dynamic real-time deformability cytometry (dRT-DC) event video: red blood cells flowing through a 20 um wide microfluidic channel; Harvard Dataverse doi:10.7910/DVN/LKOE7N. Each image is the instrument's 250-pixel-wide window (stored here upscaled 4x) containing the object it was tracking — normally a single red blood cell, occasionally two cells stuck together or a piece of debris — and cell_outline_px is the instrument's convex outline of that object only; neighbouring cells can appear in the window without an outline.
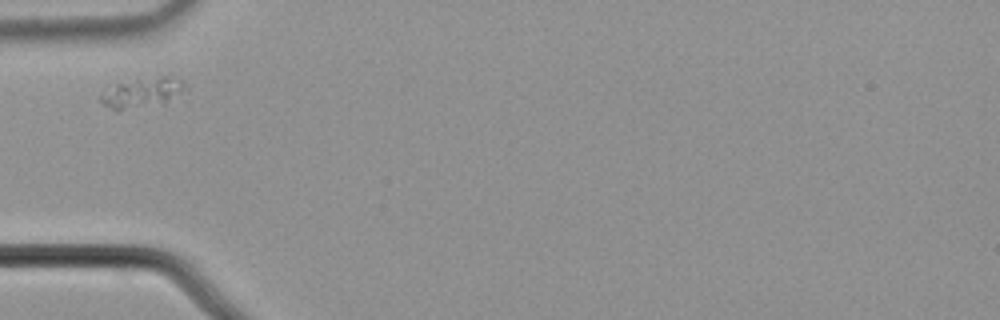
{"species": "common noctule bat (a hibernating species)", "species_latin": "Nyctalus noctula", "temperature_condition": "cold", "stored_images_in_passage": 6, "camera_frame_rate_fps": 3000, "um_per_image_px": 0.085, "animal": {"sex": "male", "body_mass_g": 21.5, "forearm_length_mm": 52.0}, "frame": {"image": 1, "passage_image": 1, "time_ms": 0.0, "image_size_px": [1000, 320], "cell_outline_px": [[188, 92], [164, 104], [116, 112], [104, 104], [100, 100], [100, 92], [116, 84], [160, 76], [176, 76], [188, 88]], "centroid_in_image_um": [12.15, 7.92], "position_along_channel_um": 72.8, "area_um2": 15.26}}
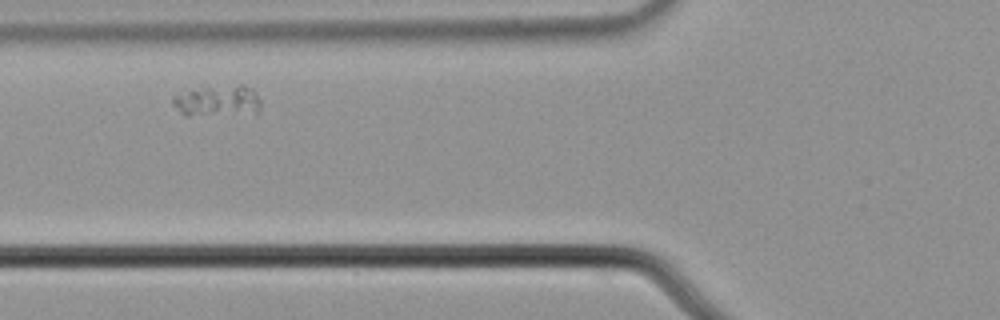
{"frame": {"image": 2, "passage_image": 2, "time_ms": 0.333, "image_size_px": [1000, 320], "cell_outline_px": [[260, 108], [256, 112], [188, 116], [184, 116], [172, 104], [172, 96], [208, 88], [240, 84], [244, 84], [252, 88], [256, 92], [260, 100]], "centroid_in_image_um": [18.53, 8.59], "position_along_channel_um": 107.3, "area_um2": 15.49}}
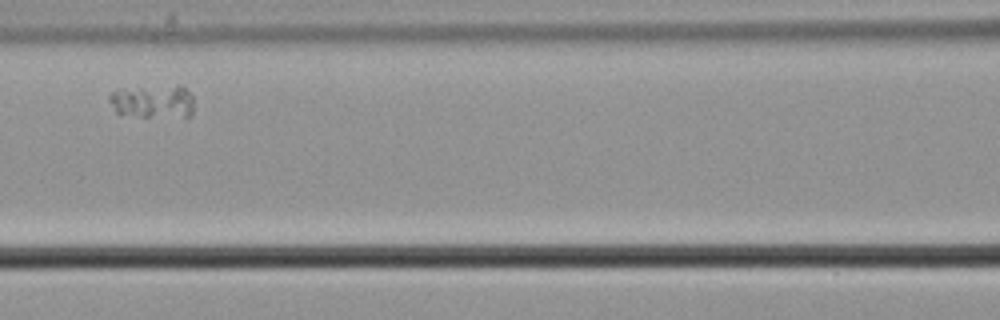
{"frame": {"image": 3, "passage_image": 3, "time_ms": 0.667, "image_size_px": [1000, 320], "cell_outline_px": [[192, 116], [188, 120], [120, 116], [116, 112], [108, 100], [108, 96], [112, 92], [120, 88], [180, 84], [192, 96]], "centroid_in_image_um": [13.01, 8.68], "position_along_channel_um": 153.6, "area_um2": 17.8}}